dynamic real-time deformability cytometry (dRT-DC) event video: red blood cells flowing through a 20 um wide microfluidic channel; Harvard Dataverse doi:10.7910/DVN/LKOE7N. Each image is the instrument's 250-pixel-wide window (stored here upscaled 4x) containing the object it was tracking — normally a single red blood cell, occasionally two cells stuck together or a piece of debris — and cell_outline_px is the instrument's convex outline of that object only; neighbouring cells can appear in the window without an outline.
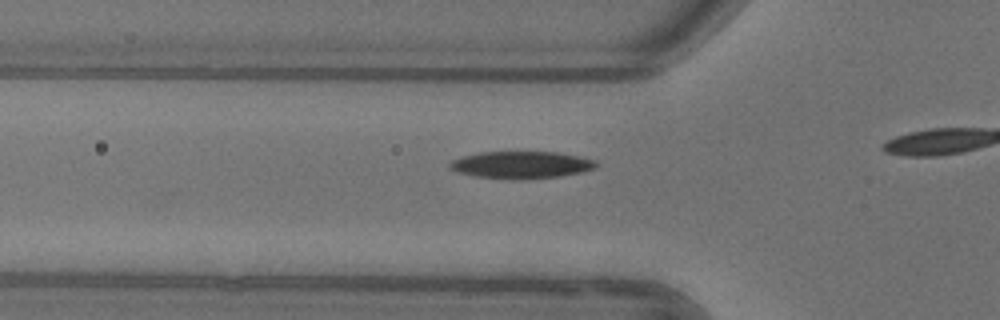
{"species": "common noctule bat (a hibernating species)", "species_latin": "Nyctalus noctula", "temperature_condition": "warm", "stored_images_in_passage": 13, "camera_frame_rate_fps": 3000, "um_per_image_px": 0.085, "animal": {"sex": "female"}, "frame": {"image": 1, "passage_image": 8, "time_ms": 2.333, "image_size_px": [1000, 320], "cell_outline_px": [[600, 164], [596, 168], [584, 172], [560, 176], [476, 176], [456, 172], [448, 168], [448, 164], [452, 160], [460, 156], [480, 152], [556, 152], [596, 160]], "centroid_in_image_um": [44.31, 13.96], "position_along_channel_um": 81.5, "area_um2": 22.2}}
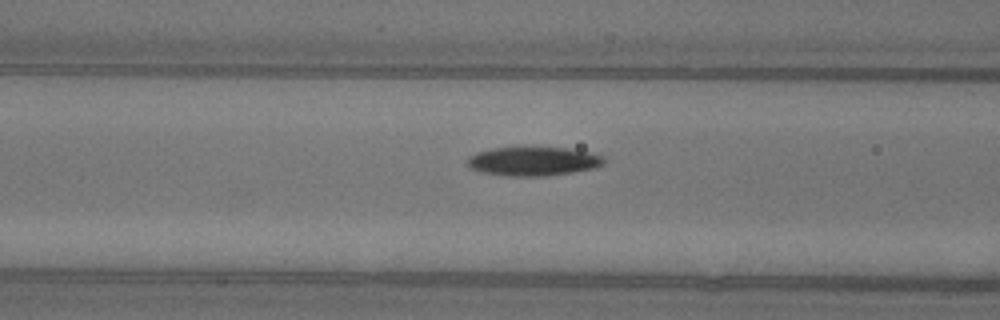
{"frame": {"image": 2, "passage_image": 11, "time_ms": 3.333, "image_size_px": [1000, 320], "cell_outline_px": [[608, 160], [604, 164], [596, 168], [572, 172], [544, 176], [508, 176], [480, 172], [468, 168], [468, 156], [476, 152], [492, 148], [520, 144], [524, 144], [568, 148], [592, 152], [604, 156]], "centroid_in_image_um": [45.34, 13.65], "position_along_channel_um": 121.3, "area_um2": 24.39}}